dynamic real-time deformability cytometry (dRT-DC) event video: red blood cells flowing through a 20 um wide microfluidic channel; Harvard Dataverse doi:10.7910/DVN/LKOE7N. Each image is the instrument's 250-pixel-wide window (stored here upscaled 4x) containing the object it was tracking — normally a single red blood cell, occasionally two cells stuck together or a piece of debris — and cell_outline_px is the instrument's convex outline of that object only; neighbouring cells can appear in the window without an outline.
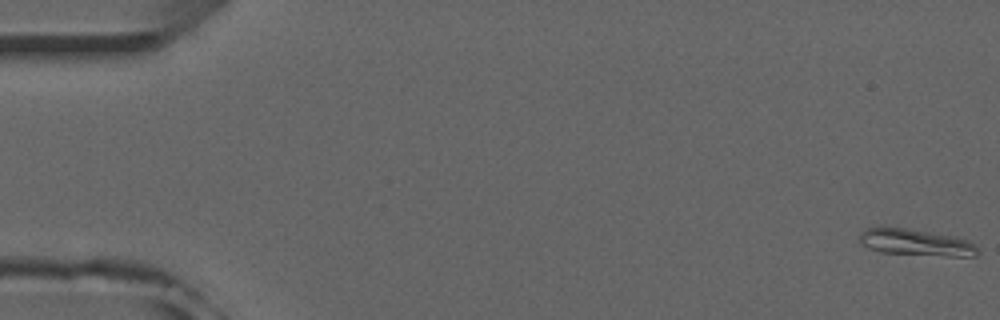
{"species": "common noctule bat (a hibernating species)", "species_latin": "Nyctalus noctula", "temperature_condition": "room temperature", "stored_images_in_passage": 52, "camera_frame_rate_fps": 3000, "um_per_image_px": 0.085, "animal": {"sex": "male", "forearm_length_mm": 52.5}, "frame": {"image": 1, "passage_image": 1, "time_ms": 0.0, "image_size_px": [1000, 320], "cell_outline_px": [[980, 252], [976, 256], [948, 256], [880, 252], [868, 248], [860, 244], [860, 232], [864, 228], [884, 224], [952, 236], [968, 240], [976, 244]], "centroid_in_image_um": [77.78, 20.57], "position_along_channel_um": 7.2, "area_um2": 18.84}}
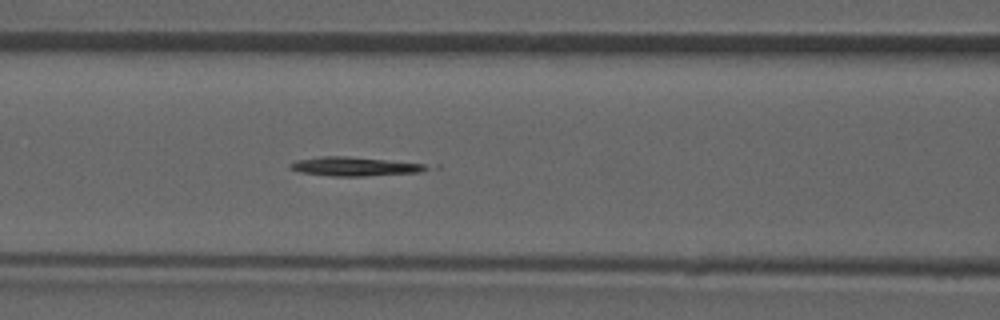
{"frame": {"image": 2, "passage_image": 22, "time_ms": 7.0, "image_size_px": [1000, 320], "cell_outline_px": [[428, 168], [420, 172], [364, 176], [332, 176], [300, 172], [288, 168], [288, 164], [296, 160], [320, 156], [344, 156], [424, 164]], "centroid_in_image_um": [30.02, 14.15], "position_along_channel_um": 136.6, "area_um2": 14.8}}
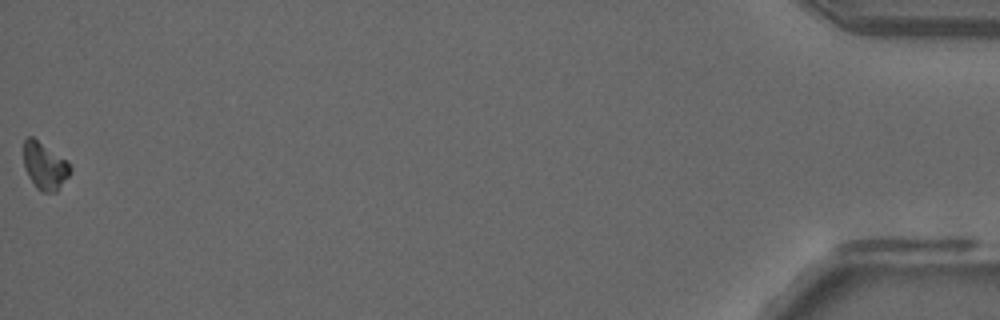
{"frame": {"image": 3, "passage_image": 52, "time_ms": 17.0, "image_size_px": [1000, 320], "cell_outline_px": [[72, 168], [68, 176], [56, 192], [44, 192], [36, 188], [28, 176], [24, 168], [24, 140], [28, 136], [32, 136], [64, 160]], "centroid_in_image_um": [3.76, 14.13], "position_along_channel_um": 431.4, "area_um2": 12.43}}